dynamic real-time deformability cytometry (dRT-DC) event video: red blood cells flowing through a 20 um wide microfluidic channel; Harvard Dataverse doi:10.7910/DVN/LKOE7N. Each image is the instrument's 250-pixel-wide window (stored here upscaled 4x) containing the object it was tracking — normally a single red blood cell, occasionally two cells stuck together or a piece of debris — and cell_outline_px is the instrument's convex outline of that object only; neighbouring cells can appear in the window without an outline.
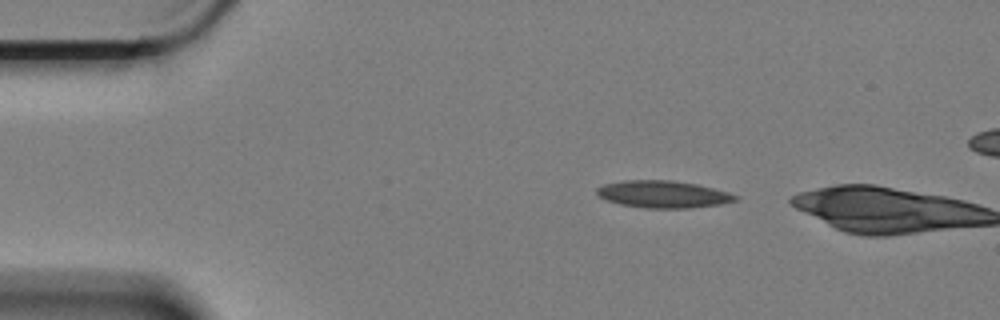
{"species": "Egyptian fruit bat (a non-hibernating species)", "species_latin": "Rousettus aegyptiacus", "temperature_condition": "cold", "stored_images_in_passage": 2, "camera_frame_rate_fps": 3000, "um_per_image_px": 0.085, "animal": {"sex": "female"}, "frame": {"image": 1, "passage_image": 1, "time_ms": 0.0, "image_size_px": [1000, 320], "cell_outline_px": [[740, 200], [720, 204], [692, 208], [644, 208], [620, 204], [604, 200], [596, 192], [596, 188], [604, 184], [624, 180], [672, 180], [696, 184], [728, 192], [740, 196]], "centroid_in_image_um": [56.38, 16.51], "position_along_channel_um": 28.6, "area_um2": 22.08}}